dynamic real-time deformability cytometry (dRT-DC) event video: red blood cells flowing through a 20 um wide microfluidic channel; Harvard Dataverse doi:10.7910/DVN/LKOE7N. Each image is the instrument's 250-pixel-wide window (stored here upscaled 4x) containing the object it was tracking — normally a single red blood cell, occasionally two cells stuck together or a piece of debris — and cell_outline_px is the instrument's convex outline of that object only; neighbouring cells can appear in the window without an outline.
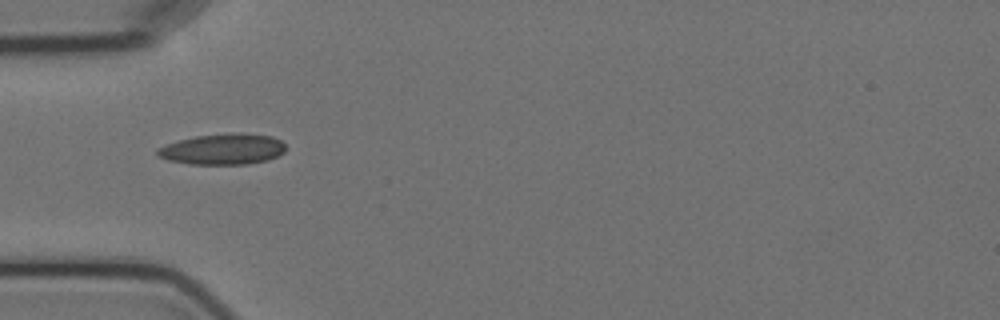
{"species": "Egyptian fruit bat (a non-hibernating species)", "species_latin": "Rousettus aegyptiacus", "temperature_condition": "cold", "stored_images_in_passage": 3, "camera_frame_rate_fps": 3000, "um_per_image_px": 0.085, "animal": {"sex": "female"}, "frame": {"image": 1, "passage_image": 1, "time_ms": 0.0, "image_size_px": [1000, 320], "cell_outline_px": [[284, 152], [268, 160], [248, 164], [188, 164], [168, 160], [156, 156], [156, 148], [180, 140], [196, 136], [240, 132], [244, 132], [272, 136], [280, 140], [284, 144]], "centroid_in_image_um": [18.93, 12.68], "position_along_channel_um": 66.1, "area_um2": 23.12}}
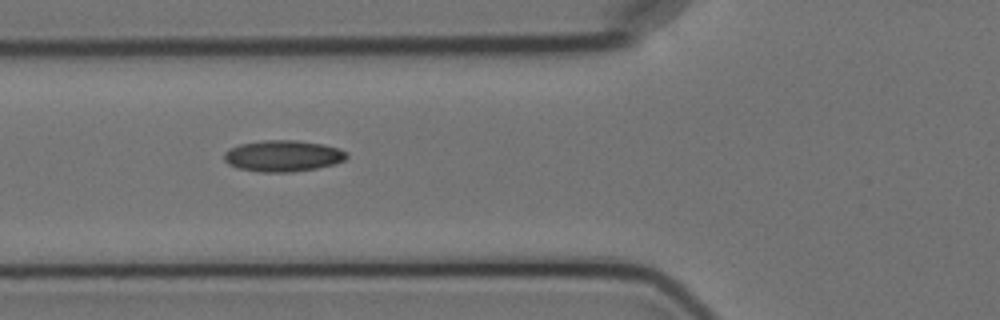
{"frame": {"image": 2, "passage_image": 2, "time_ms": 1.0, "image_size_px": [1000, 320], "cell_outline_px": [[348, 156], [344, 160], [336, 164], [316, 168], [292, 172], [260, 172], [236, 168], [228, 164], [224, 160], [224, 152], [228, 148], [240, 144], [264, 140], [296, 140], [324, 144], [348, 152]], "centroid_in_image_um": [24.03, 13.25], "position_along_channel_um": 101.8, "area_um2": 22.54}}
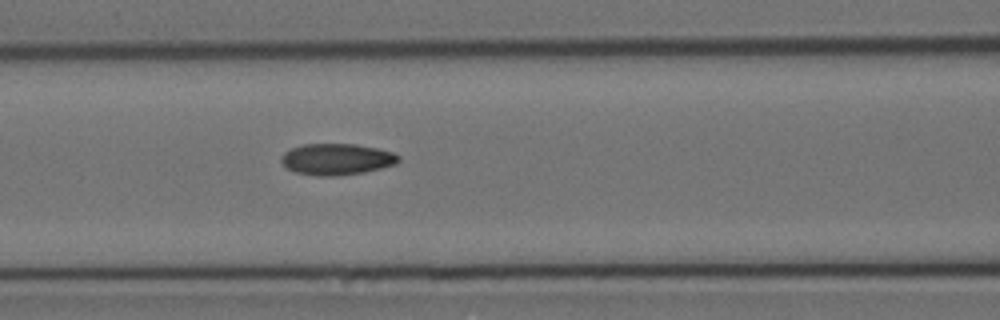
{"frame": {"image": 3, "passage_image": 3, "time_ms": 2.0, "image_size_px": [1000, 320], "cell_outline_px": [[400, 160], [396, 164], [364, 172], [340, 176], [316, 176], [296, 172], [288, 168], [280, 160], [280, 156], [284, 152], [292, 148], [304, 144], [356, 144], [376, 148], [392, 152], [400, 156]], "centroid_in_image_um": [28.62, 13.54], "position_along_channel_um": 138.0, "area_um2": 21.44}}